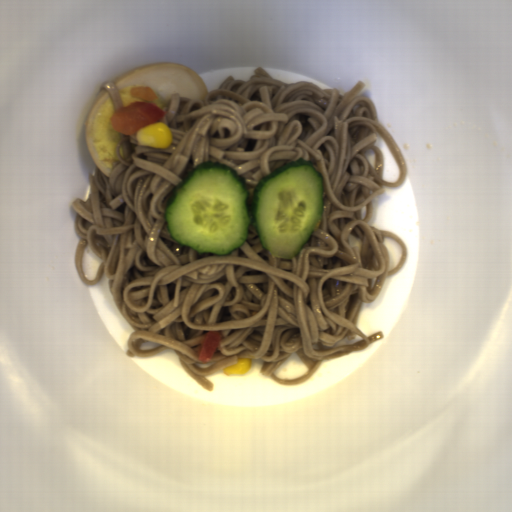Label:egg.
<instances>
[{
  "instance_id": "d2b9013d",
  "label": "egg",
  "mask_w": 512,
  "mask_h": 512,
  "mask_svg": "<svg viewBox=\"0 0 512 512\" xmlns=\"http://www.w3.org/2000/svg\"><path fill=\"white\" fill-rule=\"evenodd\" d=\"M112 83L117 87L122 107L125 108L132 102L144 101L129 94L132 87L151 88L157 98L152 103L162 111L174 94L203 101L209 94L206 83L197 72L172 62H157L130 69Z\"/></svg>"
},
{
  "instance_id": "2799bb9f",
  "label": "egg",
  "mask_w": 512,
  "mask_h": 512,
  "mask_svg": "<svg viewBox=\"0 0 512 512\" xmlns=\"http://www.w3.org/2000/svg\"><path fill=\"white\" fill-rule=\"evenodd\" d=\"M115 111L109 92L103 88L96 96L84 126L89 154L98 170L108 178L114 163L119 160L117 145L120 133L111 125V117Z\"/></svg>"
}]
</instances>
